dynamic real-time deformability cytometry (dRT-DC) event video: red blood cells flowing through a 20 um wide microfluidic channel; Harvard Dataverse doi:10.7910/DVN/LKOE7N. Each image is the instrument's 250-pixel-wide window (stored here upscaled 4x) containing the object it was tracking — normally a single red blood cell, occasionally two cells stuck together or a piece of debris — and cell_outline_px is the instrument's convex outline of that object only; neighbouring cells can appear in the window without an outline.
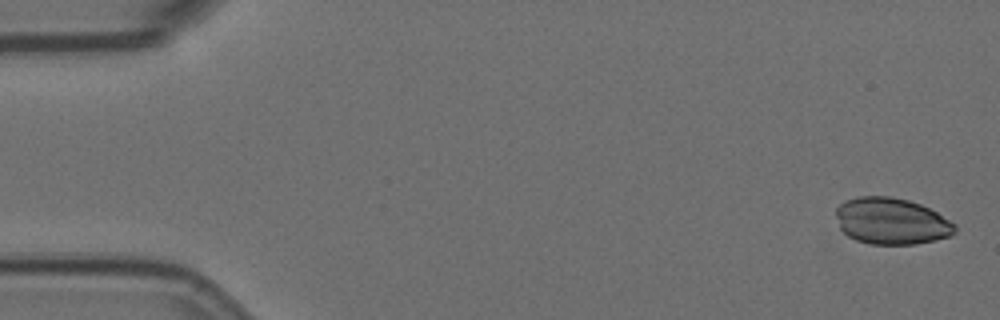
{"species": "Egyptian fruit bat (a non-hibernating species)", "species_latin": "Rousettus aegyptiacus", "temperature_condition": "room temperature", "stored_images_in_passage": 4, "camera_frame_rate_fps": 3000, "um_per_image_px": 0.085, "animal": {"sex": "female"}, "frame": {"image": 1, "passage_image": 1, "time_ms": 0.0, "image_size_px": [1000, 320], "cell_outline_px": [[956, 232], [952, 236], [936, 240], [916, 244], [872, 244], [856, 240], [848, 236], [840, 228], [836, 216], [836, 208], [844, 200], [856, 196], [892, 196], [908, 200], [920, 204], [936, 212], [956, 224]], "centroid_in_image_um": [75.77, 18.79], "position_along_channel_um": 9.2, "area_um2": 32.48}}